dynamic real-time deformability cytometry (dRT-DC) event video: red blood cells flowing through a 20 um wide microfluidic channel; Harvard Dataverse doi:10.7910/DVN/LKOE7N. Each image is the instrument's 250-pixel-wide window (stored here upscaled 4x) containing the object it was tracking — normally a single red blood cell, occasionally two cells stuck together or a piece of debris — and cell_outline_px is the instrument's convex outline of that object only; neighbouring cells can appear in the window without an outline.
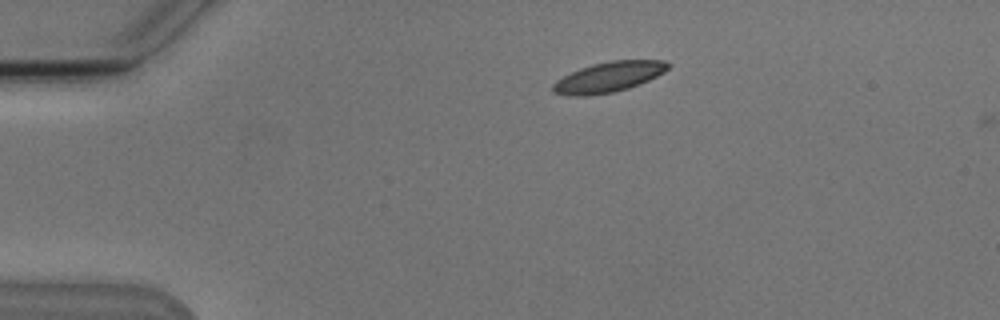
{"species": "Egyptian fruit bat (a non-hibernating species)", "species_latin": "Rousettus aegyptiacus", "temperature_condition": "cold", "stored_images_in_passage": 2, "camera_frame_rate_fps": 3000, "um_per_image_px": 0.085, "animal": {"sex": "male"}, "frame": {"image": 1, "passage_image": 1, "time_ms": 0.0, "image_size_px": [1000, 320], "cell_outline_px": [[672, 64], [664, 72], [640, 84], [628, 88], [612, 92], [588, 96], [568, 96], [552, 92], [552, 84], [556, 80], [580, 68], [592, 64], [612, 60], [664, 60]], "centroid_in_image_um": [51.72, 6.55], "position_along_channel_um": 33.3, "area_um2": 20.35}}